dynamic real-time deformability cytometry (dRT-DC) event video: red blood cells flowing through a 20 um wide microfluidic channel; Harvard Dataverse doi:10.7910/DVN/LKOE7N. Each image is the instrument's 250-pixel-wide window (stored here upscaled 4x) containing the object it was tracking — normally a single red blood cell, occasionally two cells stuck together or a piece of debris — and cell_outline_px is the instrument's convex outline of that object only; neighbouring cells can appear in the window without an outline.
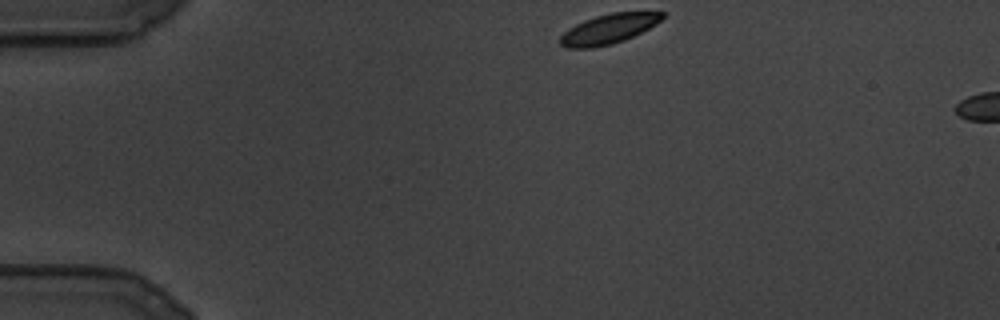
{"species": "common noctule bat (a hibernating species)", "species_latin": "Nyctalus noctula", "temperature_condition": "cold", "stored_images_in_passage": 8, "camera_frame_rate_fps": 3000, "um_per_image_px": 0.085, "animal": {"sex": "male", "body_mass_g": 19.5, "forearm_length_mm": 54.6}, "frame": {"image": 1, "passage_image": 1, "time_ms": 0.0, "image_size_px": [1000, 320], "cell_outline_px": [[664, 16], [656, 24], [624, 40], [612, 44], [592, 48], [568, 48], [560, 44], [560, 36], [568, 28], [584, 20], [596, 16], [612, 12], [664, 12]], "centroid_in_image_um": [51.7, 2.46], "position_along_channel_um": 33.3, "area_um2": 17.51}}